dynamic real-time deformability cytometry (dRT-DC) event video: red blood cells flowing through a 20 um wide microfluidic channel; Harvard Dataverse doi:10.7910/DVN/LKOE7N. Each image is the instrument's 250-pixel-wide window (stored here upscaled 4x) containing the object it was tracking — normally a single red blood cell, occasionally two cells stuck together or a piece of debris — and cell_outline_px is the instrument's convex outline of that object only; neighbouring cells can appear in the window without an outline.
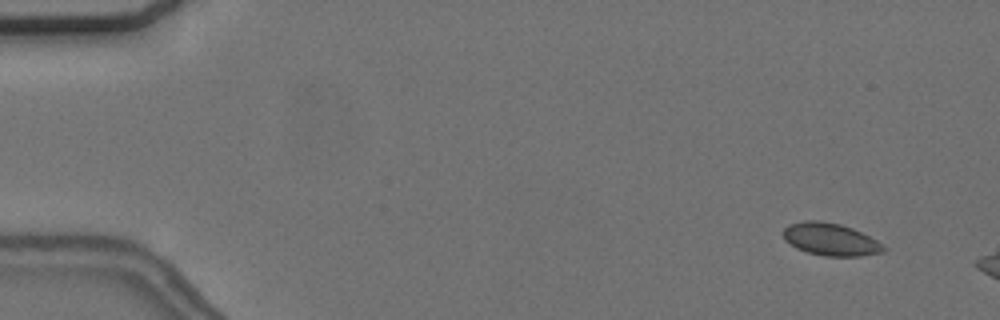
{"species": "common noctule bat (a hibernating species)", "species_latin": "Nyctalus noctula", "temperature_condition": "cold", "stored_images_in_passage": 7, "camera_frame_rate_fps": 3000, "um_per_image_px": 0.085, "animal": {"sex": "female", "body_mass_g": 24.6, "forearm_length_mm": 56.2}, "frame": {"image": 1, "passage_image": 1, "time_ms": 0.0, "image_size_px": [1000, 320], "cell_outline_px": [[888, 248], [884, 252], [860, 256], [824, 256], [808, 252], [796, 248], [784, 240], [784, 228], [788, 224], [804, 220], [820, 220], [840, 224], [852, 228], [876, 240]], "centroid_in_image_um": [70.59, 20.34], "position_along_channel_um": 14.4, "area_um2": 19.02}}